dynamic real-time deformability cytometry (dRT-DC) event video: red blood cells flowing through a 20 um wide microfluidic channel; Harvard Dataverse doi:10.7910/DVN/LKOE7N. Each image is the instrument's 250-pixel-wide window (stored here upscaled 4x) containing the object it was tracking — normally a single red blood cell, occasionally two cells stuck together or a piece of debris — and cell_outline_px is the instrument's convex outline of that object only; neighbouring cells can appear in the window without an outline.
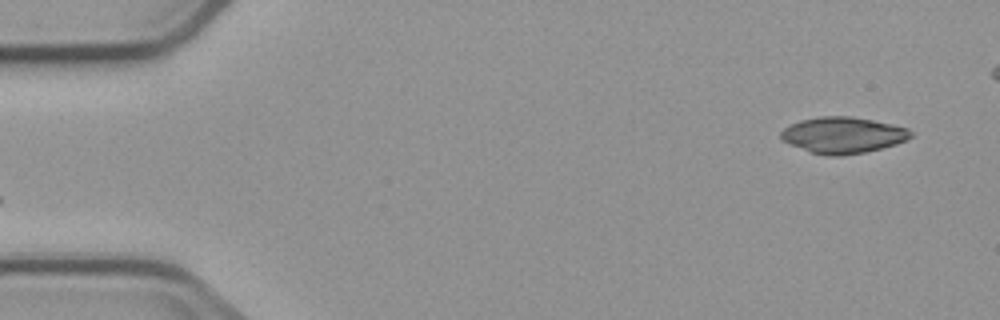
{"species": "common noctule bat (a hibernating species)", "species_latin": "Nyctalus noctula", "temperature_condition": "cold", "stored_images_in_passage": 3, "camera_frame_rate_fps": 3000, "um_per_image_px": 0.085, "animal": {"sex": "male", "body_mass_g": 23.1, "forearm_length_mm": 52.7}, "frame": {"image": 1, "passage_image": 3, "time_ms": 2.333, "image_size_px": [1000, 320], "cell_outline_px": [[912, 136], [908, 140], [896, 144], [864, 152], [840, 156], [828, 156], [812, 152], [788, 144], [780, 140], [780, 132], [784, 128], [800, 120], [820, 116], [852, 116], [892, 124], [908, 128], [912, 132]], "centroid_in_image_um": [71.64, 11.48], "position_along_channel_um": 13.4, "area_um2": 27.46}}